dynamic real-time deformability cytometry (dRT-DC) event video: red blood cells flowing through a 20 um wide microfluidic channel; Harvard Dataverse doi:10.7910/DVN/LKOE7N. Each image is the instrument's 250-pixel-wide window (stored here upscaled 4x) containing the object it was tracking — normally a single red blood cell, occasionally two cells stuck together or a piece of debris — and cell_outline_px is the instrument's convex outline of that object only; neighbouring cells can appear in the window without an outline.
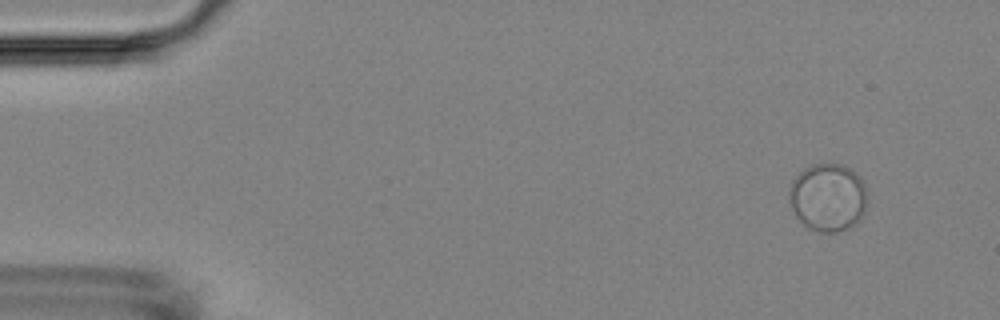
{"species": "Egyptian fruit bat (a non-hibernating species)", "species_latin": "Rousettus aegyptiacus", "temperature_condition": "room temperature", "stored_images_in_passage": 14, "camera_frame_rate_fps": 3000, "um_per_image_px": 0.085, "animal": {"sex": "female"}, "frame": {"image": 1, "passage_image": 2, "time_ms": 1.0, "image_size_px": [1000, 320], "cell_outline_px": [[868, 196], [864, 212], [860, 220], [836, 232], [820, 232], [808, 228], [796, 216], [792, 208], [788, 196], [792, 180], [804, 168], [812, 164], [844, 164], [856, 172], [864, 180]], "centroid_in_image_um": [70.4, 16.75], "position_along_channel_um": 14.6, "area_um2": 31.1}}
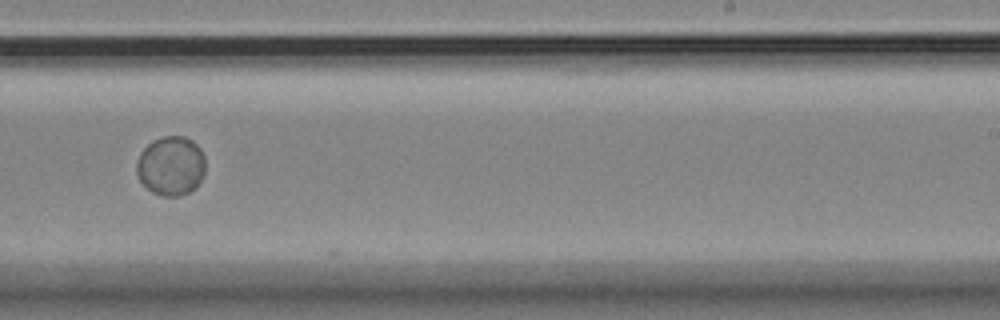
{"frame": {"image": 2, "passage_image": 10, "time_ms": 11.333, "image_size_px": [1000, 320], "cell_outline_px": [[204, 176], [188, 192], [180, 196], [164, 196], [152, 192], [140, 180], [136, 172], [136, 164], [140, 152], [152, 140], [164, 136], [184, 136], [192, 140], [200, 148], [204, 156]], "centroid_in_image_um": [14.51, 14.08], "position_along_channel_um": 274.5, "area_um2": 23.64}}
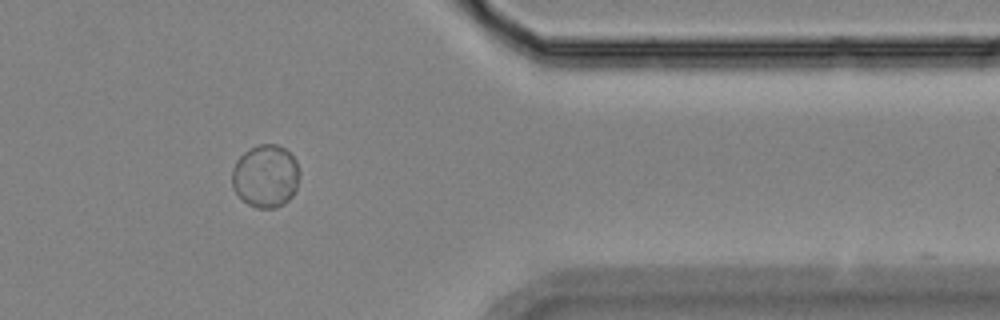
{"frame": {"image": 3, "passage_image": 13, "time_ms": 15.0, "image_size_px": [1000, 320], "cell_outline_px": [[296, 188], [292, 196], [284, 204], [276, 208], [256, 208], [248, 204], [232, 188], [232, 172], [236, 160], [244, 152], [260, 144], [276, 144], [284, 148], [296, 160]], "centroid_in_image_um": [22.54, 14.98], "position_along_channel_um": 388.9, "area_um2": 24.28}}